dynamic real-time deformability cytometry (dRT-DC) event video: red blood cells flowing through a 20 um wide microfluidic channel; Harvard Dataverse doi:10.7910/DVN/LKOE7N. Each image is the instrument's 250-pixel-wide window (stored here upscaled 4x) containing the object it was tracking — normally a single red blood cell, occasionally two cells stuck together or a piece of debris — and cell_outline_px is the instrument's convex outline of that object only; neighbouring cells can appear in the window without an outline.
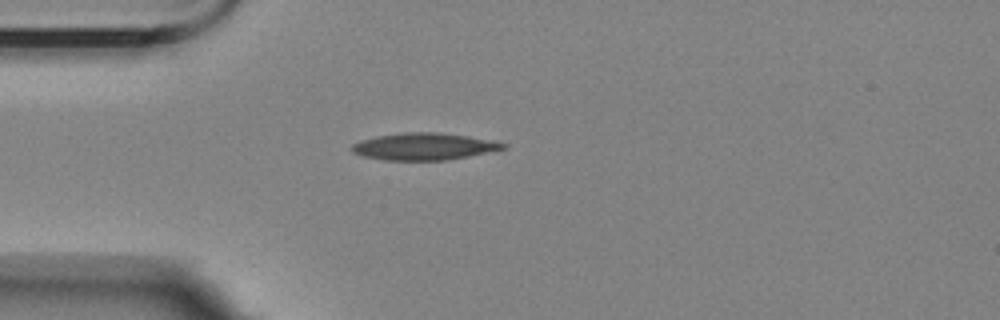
{"species": "Egyptian fruit bat (a non-hibernating species)", "species_latin": "Rousettus aegyptiacus", "temperature_condition": "room temperature", "stored_images_in_passage": 3, "camera_frame_rate_fps": 3000, "um_per_image_px": 0.085, "animal": {"sex": "female"}, "frame": {"image": 1, "passage_image": 1, "time_ms": 0.0, "image_size_px": [1000, 320], "cell_outline_px": [[508, 148], [468, 156], [444, 160], [384, 160], [364, 156], [352, 152], [352, 144], [376, 136], [404, 132], [436, 132], [468, 136], [492, 140], [508, 144]], "centroid_in_image_um": [36.07, 12.45], "position_along_channel_um": 48.9, "area_um2": 23.64}}